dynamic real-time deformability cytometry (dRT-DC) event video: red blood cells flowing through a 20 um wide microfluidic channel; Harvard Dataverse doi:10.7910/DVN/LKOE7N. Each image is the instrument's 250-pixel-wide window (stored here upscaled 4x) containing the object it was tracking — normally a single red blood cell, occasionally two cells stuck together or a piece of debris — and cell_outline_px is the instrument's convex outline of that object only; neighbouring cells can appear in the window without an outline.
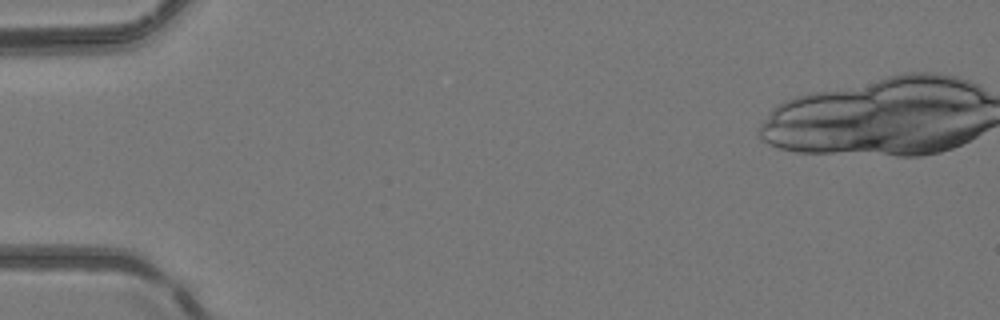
{"species": "common noctule bat (a hibernating species)", "species_latin": "Nyctalus noctula", "temperature_condition": "room temperature", "stored_images_in_passage": 2, "camera_frame_rate_fps": 3000, "um_per_image_px": 0.085, "animal": {"sex": "female", "body_mass_g": 24.6, "forearm_length_mm": 56.2}, "frame": {"image": 1, "passage_image": 1, "time_ms": 0.0, "image_size_px": [1000, 320], "cell_outline_px": [[884, 136], [876, 144], [852, 148], [792, 148], [816, 124], [828, 120], [856, 120]], "centroid_in_image_um": [71.33, 11.52], "position_along_channel_um": 13.7, "area_um2": 13.24}}